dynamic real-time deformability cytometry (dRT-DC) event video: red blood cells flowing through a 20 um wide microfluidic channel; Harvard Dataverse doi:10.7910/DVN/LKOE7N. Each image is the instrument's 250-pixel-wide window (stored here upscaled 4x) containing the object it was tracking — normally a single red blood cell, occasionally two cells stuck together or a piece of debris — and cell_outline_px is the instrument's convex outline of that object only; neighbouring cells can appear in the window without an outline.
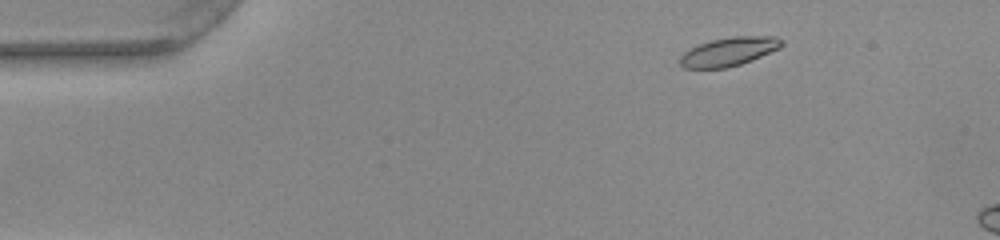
{"species": "common noctule bat (a hibernating species)", "species_latin": "Nyctalus noctula", "temperature_condition": "warm", "stored_images_in_passage": 10, "camera_frame_rate_fps": 3000, "um_per_image_px": 0.085, "animal": {"sex": "female", "body_mass_g": 22.0, "forearm_length_mm": 56.7}, "frame": {"image": 1, "passage_image": 4, "time_ms": 1.0, "image_size_px": [1000, 240], "cell_outline_px": [[784, 44], [780, 48], [752, 60], [728, 68], [684, 68], [680, 64], [680, 56], [684, 52], [700, 44], [712, 40], [732, 36], [776, 36], [784, 40]], "centroid_in_image_um": [62.0, 4.38], "position_along_channel_um": 23.0, "area_um2": 16.99}}